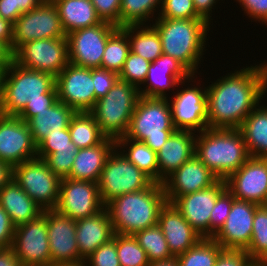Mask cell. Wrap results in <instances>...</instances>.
<instances>
[{
	"mask_svg": "<svg viewBox=\"0 0 267 266\" xmlns=\"http://www.w3.org/2000/svg\"><path fill=\"white\" fill-rule=\"evenodd\" d=\"M156 19L153 26L160 36L162 53L179 61L192 75L197 74L210 24L205 19Z\"/></svg>",
	"mask_w": 267,
	"mask_h": 266,
	"instance_id": "3957f363",
	"label": "cell"
},
{
	"mask_svg": "<svg viewBox=\"0 0 267 266\" xmlns=\"http://www.w3.org/2000/svg\"><path fill=\"white\" fill-rule=\"evenodd\" d=\"M13 23L0 16V41L4 42L12 51Z\"/></svg>",
	"mask_w": 267,
	"mask_h": 266,
	"instance_id": "9f6ffc18",
	"label": "cell"
},
{
	"mask_svg": "<svg viewBox=\"0 0 267 266\" xmlns=\"http://www.w3.org/2000/svg\"><path fill=\"white\" fill-rule=\"evenodd\" d=\"M261 266H267V259L261 264Z\"/></svg>",
	"mask_w": 267,
	"mask_h": 266,
	"instance_id": "e7e4bbea",
	"label": "cell"
},
{
	"mask_svg": "<svg viewBox=\"0 0 267 266\" xmlns=\"http://www.w3.org/2000/svg\"><path fill=\"white\" fill-rule=\"evenodd\" d=\"M169 99L140 96L128 130L119 138L144 142L157 153L176 130L172 122Z\"/></svg>",
	"mask_w": 267,
	"mask_h": 266,
	"instance_id": "5b68a950",
	"label": "cell"
},
{
	"mask_svg": "<svg viewBox=\"0 0 267 266\" xmlns=\"http://www.w3.org/2000/svg\"><path fill=\"white\" fill-rule=\"evenodd\" d=\"M75 113L71 107L58 100L53 106L32 117L27 123L35 144L45 139L49 131L67 129Z\"/></svg>",
	"mask_w": 267,
	"mask_h": 266,
	"instance_id": "f546056e",
	"label": "cell"
},
{
	"mask_svg": "<svg viewBox=\"0 0 267 266\" xmlns=\"http://www.w3.org/2000/svg\"><path fill=\"white\" fill-rule=\"evenodd\" d=\"M116 148L139 170L148 175L154 182L158 183V161L157 153L147 144L130 138H117ZM124 148V149H123ZM127 149V151L125 150ZM126 152V153H125Z\"/></svg>",
	"mask_w": 267,
	"mask_h": 266,
	"instance_id": "d6a6232c",
	"label": "cell"
},
{
	"mask_svg": "<svg viewBox=\"0 0 267 266\" xmlns=\"http://www.w3.org/2000/svg\"><path fill=\"white\" fill-rule=\"evenodd\" d=\"M225 181L226 189L235 199L264 205L267 200V158L250 157Z\"/></svg>",
	"mask_w": 267,
	"mask_h": 266,
	"instance_id": "ac0fdd59",
	"label": "cell"
},
{
	"mask_svg": "<svg viewBox=\"0 0 267 266\" xmlns=\"http://www.w3.org/2000/svg\"><path fill=\"white\" fill-rule=\"evenodd\" d=\"M154 181L115 148L102 169L99 195L105 206L114 198L150 187Z\"/></svg>",
	"mask_w": 267,
	"mask_h": 266,
	"instance_id": "ba28073f",
	"label": "cell"
},
{
	"mask_svg": "<svg viewBox=\"0 0 267 266\" xmlns=\"http://www.w3.org/2000/svg\"><path fill=\"white\" fill-rule=\"evenodd\" d=\"M101 21L120 28L121 0H91Z\"/></svg>",
	"mask_w": 267,
	"mask_h": 266,
	"instance_id": "681fc988",
	"label": "cell"
},
{
	"mask_svg": "<svg viewBox=\"0 0 267 266\" xmlns=\"http://www.w3.org/2000/svg\"><path fill=\"white\" fill-rule=\"evenodd\" d=\"M191 86L177 90L169 100L172 111V122L176 130L201 132L207 125V88Z\"/></svg>",
	"mask_w": 267,
	"mask_h": 266,
	"instance_id": "ffe728a7",
	"label": "cell"
},
{
	"mask_svg": "<svg viewBox=\"0 0 267 266\" xmlns=\"http://www.w3.org/2000/svg\"><path fill=\"white\" fill-rule=\"evenodd\" d=\"M225 189L226 181L218 179L210 187L176 197L171 203L203 238H210L211 210Z\"/></svg>",
	"mask_w": 267,
	"mask_h": 266,
	"instance_id": "d6986e66",
	"label": "cell"
},
{
	"mask_svg": "<svg viewBox=\"0 0 267 266\" xmlns=\"http://www.w3.org/2000/svg\"><path fill=\"white\" fill-rule=\"evenodd\" d=\"M9 65H0V107L3 101L4 80Z\"/></svg>",
	"mask_w": 267,
	"mask_h": 266,
	"instance_id": "6125c7cd",
	"label": "cell"
},
{
	"mask_svg": "<svg viewBox=\"0 0 267 266\" xmlns=\"http://www.w3.org/2000/svg\"><path fill=\"white\" fill-rule=\"evenodd\" d=\"M133 236L146 252L149 262L165 260L173 257L165 236L158 224L140 230Z\"/></svg>",
	"mask_w": 267,
	"mask_h": 266,
	"instance_id": "8d00e7d4",
	"label": "cell"
},
{
	"mask_svg": "<svg viewBox=\"0 0 267 266\" xmlns=\"http://www.w3.org/2000/svg\"><path fill=\"white\" fill-rule=\"evenodd\" d=\"M13 179L43 210L55 209L61 179L43 159L35 158L15 165Z\"/></svg>",
	"mask_w": 267,
	"mask_h": 266,
	"instance_id": "9c48e42d",
	"label": "cell"
},
{
	"mask_svg": "<svg viewBox=\"0 0 267 266\" xmlns=\"http://www.w3.org/2000/svg\"><path fill=\"white\" fill-rule=\"evenodd\" d=\"M116 249L120 266H148L146 252L133 235L116 233Z\"/></svg>",
	"mask_w": 267,
	"mask_h": 266,
	"instance_id": "ab89813d",
	"label": "cell"
},
{
	"mask_svg": "<svg viewBox=\"0 0 267 266\" xmlns=\"http://www.w3.org/2000/svg\"><path fill=\"white\" fill-rule=\"evenodd\" d=\"M217 180L213 172L194 155L167 176L162 185L166 200L171 203L176 197L208 188Z\"/></svg>",
	"mask_w": 267,
	"mask_h": 266,
	"instance_id": "603a6c76",
	"label": "cell"
},
{
	"mask_svg": "<svg viewBox=\"0 0 267 266\" xmlns=\"http://www.w3.org/2000/svg\"><path fill=\"white\" fill-rule=\"evenodd\" d=\"M58 100L75 112H90L97 99L92 79V68L68 63L55 77Z\"/></svg>",
	"mask_w": 267,
	"mask_h": 266,
	"instance_id": "5bb4252c",
	"label": "cell"
},
{
	"mask_svg": "<svg viewBox=\"0 0 267 266\" xmlns=\"http://www.w3.org/2000/svg\"><path fill=\"white\" fill-rule=\"evenodd\" d=\"M113 235L112 222L105 207L93 216L76 220V241L83 260Z\"/></svg>",
	"mask_w": 267,
	"mask_h": 266,
	"instance_id": "484cf974",
	"label": "cell"
},
{
	"mask_svg": "<svg viewBox=\"0 0 267 266\" xmlns=\"http://www.w3.org/2000/svg\"><path fill=\"white\" fill-rule=\"evenodd\" d=\"M117 29V26L102 21L67 34L69 63L79 67L101 68L106 42Z\"/></svg>",
	"mask_w": 267,
	"mask_h": 266,
	"instance_id": "7c38bea8",
	"label": "cell"
},
{
	"mask_svg": "<svg viewBox=\"0 0 267 266\" xmlns=\"http://www.w3.org/2000/svg\"><path fill=\"white\" fill-rule=\"evenodd\" d=\"M13 61V52L2 41H0V65H10Z\"/></svg>",
	"mask_w": 267,
	"mask_h": 266,
	"instance_id": "91938a15",
	"label": "cell"
},
{
	"mask_svg": "<svg viewBox=\"0 0 267 266\" xmlns=\"http://www.w3.org/2000/svg\"><path fill=\"white\" fill-rule=\"evenodd\" d=\"M60 37H66V33L57 8L53 2L44 1L13 23L12 52L30 41Z\"/></svg>",
	"mask_w": 267,
	"mask_h": 266,
	"instance_id": "8fae6325",
	"label": "cell"
},
{
	"mask_svg": "<svg viewBox=\"0 0 267 266\" xmlns=\"http://www.w3.org/2000/svg\"><path fill=\"white\" fill-rule=\"evenodd\" d=\"M44 211L46 212L51 265L84 263L76 241V220L55 209Z\"/></svg>",
	"mask_w": 267,
	"mask_h": 266,
	"instance_id": "e0dca14e",
	"label": "cell"
},
{
	"mask_svg": "<svg viewBox=\"0 0 267 266\" xmlns=\"http://www.w3.org/2000/svg\"><path fill=\"white\" fill-rule=\"evenodd\" d=\"M259 106L245 118L239 130L250 157L267 158V106Z\"/></svg>",
	"mask_w": 267,
	"mask_h": 266,
	"instance_id": "4dcf8cb0",
	"label": "cell"
},
{
	"mask_svg": "<svg viewBox=\"0 0 267 266\" xmlns=\"http://www.w3.org/2000/svg\"><path fill=\"white\" fill-rule=\"evenodd\" d=\"M267 92V63L228 73L207 86V125L239 129ZM260 101V102H259Z\"/></svg>",
	"mask_w": 267,
	"mask_h": 266,
	"instance_id": "6da1fadb",
	"label": "cell"
},
{
	"mask_svg": "<svg viewBox=\"0 0 267 266\" xmlns=\"http://www.w3.org/2000/svg\"><path fill=\"white\" fill-rule=\"evenodd\" d=\"M0 266H22L12 247L0 248Z\"/></svg>",
	"mask_w": 267,
	"mask_h": 266,
	"instance_id": "6f0895ef",
	"label": "cell"
},
{
	"mask_svg": "<svg viewBox=\"0 0 267 266\" xmlns=\"http://www.w3.org/2000/svg\"><path fill=\"white\" fill-rule=\"evenodd\" d=\"M18 65L56 77L69 63L66 37L39 39L22 44L14 53Z\"/></svg>",
	"mask_w": 267,
	"mask_h": 266,
	"instance_id": "30bf717a",
	"label": "cell"
},
{
	"mask_svg": "<svg viewBox=\"0 0 267 266\" xmlns=\"http://www.w3.org/2000/svg\"><path fill=\"white\" fill-rule=\"evenodd\" d=\"M51 266H85L84 263L65 264V265H51Z\"/></svg>",
	"mask_w": 267,
	"mask_h": 266,
	"instance_id": "be15d7a7",
	"label": "cell"
},
{
	"mask_svg": "<svg viewBox=\"0 0 267 266\" xmlns=\"http://www.w3.org/2000/svg\"><path fill=\"white\" fill-rule=\"evenodd\" d=\"M78 149L57 150L49 154L44 161L49 169L60 179L67 178L71 172V168Z\"/></svg>",
	"mask_w": 267,
	"mask_h": 266,
	"instance_id": "bcb514c9",
	"label": "cell"
},
{
	"mask_svg": "<svg viewBox=\"0 0 267 266\" xmlns=\"http://www.w3.org/2000/svg\"><path fill=\"white\" fill-rule=\"evenodd\" d=\"M129 52L128 35L121 28H118L106 42L101 68L114 71L119 75Z\"/></svg>",
	"mask_w": 267,
	"mask_h": 266,
	"instance_id": "e575fe53",
	"label": "cell"
},
{
	"mask_svg": "<svg viewBox=\"0 0 267 266\" xmlns=\"http://www.w3.org/2000/svg\"><path fill=\"white\" fill-rule=\"evenodd\" d=\"M162 0H121L120 28L144 25L161 8ZM159 5V6H158Z\"/></svg>",
	"mask_w": 267,
	"mask_h": 266,
	"instance_id": "74e56055",
	"label": "cell"
},
{
	"mask_svg": "<svg viewBox=\"0 0 267 266\" xmlns=\"http://www.w3.org/2000/svg\"><path fill=\"white\" fill-rule=\"evenodd\" d=\"M13 178V167L4 161H0V190Z\"/></svg>",
	"mask_w": 267,
	"mask_h": 266,
	"instance_id": "680465c9",
	"label": "cell"
},
{
	"mask_svg": "<svg viewBox=\"0 0 267 266\" xmlns=\"http://www.w3.org/2000/svg\"><path fill=\"white\" fill-rule=\"evenodd\" d=\"M37 158V145L27 122L0 114V161L12 167Z\"/></svg>",
	"mask_w": 267,
	"mask_h": 266,
	"instance_id": "2e32d148",
	"label": "cell"
},
{
	"mask_svg": "<svg viewBox=\"0 0 267 266\" xmlns=\"http://www.w3.org/2000/svg\"><path fill=\"white\" fill-rule=\"evenodd\" d=\"M150 64L151 62L130 51L119 73V79L140 89L146 79Z\"/></svg>",
	"mask_w": 267,
	"mask_h": 266,
	"instance_id": "60d3db41",
	"label": "cell"
},
{
	"mask_svg": "<svg viewBox=\"0 0 267 266\" xmlns=\"http://www.w3.org/2000/svg\"><path fill=\"white\" fill-rule=\"evenodd\" d=\"M92 79L96 99L104 97L119 79L114 71L102 68H92Z\"/></svg>",
	"mask_w": 267,
	"mask_h": 266,
	"instance_id": "f907efd6",
	"label": "cell"
},
{
	"mask_svg": "<svg viewBox=\"0 0 267 266\" xmlns=\"http://www.w3.org/2000/svg\"><path fill=\"white\" fill-rule=\"evenodd\" d=\"M234 200V196L227 189H225L217 198L216 203L211 210L210 238H212L225 224Z\"/></svg>",
	"mask_w": 267,
	"mask_h": 266,
	"instance_id": "ee69618b",
	"label": "cell"
},
{
	"mask_svg": "<svg viewBox=\"0 0 267 266\" xmlns=\"http://www.w3.org/2000/svg\"><path fill=\"white\" fill-rule=\"evenodd\" d=\"M217 1L219 0H193L197 14L209 24L212 20L210 15H212L213 6H216Z\"/></svg>",
	"mask_w": 267,
	"mask_h": 266,
	"instance_id": "11a10c76",
	"label": "cell"
},
{
	"mask_svg": "<svg viewBox=\"0 0 267 266\" xmlns=\"http://www.w3.org/2000/svg\"><path fill=\"white\" fill-rule=\"evenodd\" d=\"M194 77L195 75H192L179 61L162 54L151 62L143 83L146 87L139 89V93L143 97L168 98L167 91L179 84H185L188 79L190 82Z\"/></svg>",
	"mask_w": 267,
	"mask_h": 266,
	"instance_id": "7402d4cb",
	"label": "cell"
},
{
	"mask_svg": "<svg viewBox=\"0 0 267 266\" xmlns=\"http://www.w3.org/2000/svg\"><path fill=\"white\" fill-rule=\"evenodd\" d=\"M115 148V139L107 137L98 145L78 149L67 178L98 183L102 169Z\"/></svg>",
	"mask_w": 267,
	"mask_h": 266,
	"instance_id": "4316f807",
	"label": "cell"
},
{
	"mask_svg": "<svg viewBox=\"0 0 267 266\" xmlns=\"http://www.w3.org/2000/svg\"><path fill=\"white\" fill-rule=\"evenodd\" d=\"M105 206L99 195L98 183L63 178L59 186V200L55 210L73 220L99 213Z\"/></svg>",
	"mask_w": 267,
	"mask_h": 266,
	"instance_id": "9a60e30c",
	"label": "cell"
},
{
	"mask_svg": "<svg viewBox=\"0 0 267 266\" xmlns=\"http://www.w3.org/2000/svg\"><path fill=\"white\" fill-rule=\"evenodd\" d=\"M223 248L213 238H202L185 253L177 256L179 266H214Z\"/></svg>",
	"mask_w": 267,
	"mask_h": 266,
	"instance_id": "d590c367",
	"label": "cell"
},
{
	"mask_svg": "<svg viewBox=\"0 0 267 266\" xmlns=\"http://www.w3.org/2000/svg\"><path fill=\"white\" fill-rule=\"evenodd\" d=\"M259 206L235 199L225 224L212 238L223 249L246 250L252 238L255 211Z\"/></svg>",
	"mask_w": 267,
	"mask_h": 266,
	"instance_id": "44dd1931",
	"label": "cell"
},
{
	"mask_svg": "<svg viewBox=\"0 0 267 266\" xmlns=\"http://www.w3.org/2000/svg\"><path fill=\"white\" fill-rule=\"evenodd\" d=\"M158 17L165 19H203L195 9L193 0H162Z\"/></svg>",
	"mask_w": 267,
	"mask_h": 266,
	"instance_id": "7bdbcfd3",
	"label": "cell"
},
{
	"mask_svg": "<svg viewBox=\"0 0 267 266\" xmlns=\"http://www.w3.org/2000/svg\"><path fill=\"white\" fill-rule=\"evenodd\" d=\"M68 128L71 141L77 149L98 145L107 138L90 112H76Z\"/></svg>",
	"mask_w": 267,
	"mask_h": 266,
	"instance_id": "836d02e7",
	"label": "cell"
},
{
	"mask_svg": "<svg viewBox=\"0 0 267 266\" xmlns=\"http://www.w3.org/2000/svg\"><path fill=\"white\" fill-rule=\"evenodd\" d=\"M84 261H86L84 262L85 266H120L116 249V233L112 239L100 245Z\"/></svg>",
	"mask_w": 267,
	"mask_h": 266,
	"instance_id": "f6af8a7d",
	"label": "cell"
},
{
	"mask_svg": "<svg viewBox=\"0 0 267 266\" xmlns=\"http://www.w3.org/2000/svg\"><path fill=\"white\" fill-rule=\"evenodd\" d=\"M45 0H0V16L14 23L23 13L31 11Z\"/></svg>",
	"mask_w": 267,
	"mask_h": 266,
	"instance_id": "7dc6e473",
	"label": "cell"
},
{
	"mask_svg": "<svg viewBox=\"0 0 267 266\" xmlns=\"http://www.w3.org/2000/svg\"><path fill=\"white\" fill-rule=\"evenodd\" d=\"M22 266H51L46 212L15 227L11 246Z\"/></svg>",
	"mask_w": 267,
	"mask_h": 266,
	"instance_id": "4fadbf2b",
	"label": "cell"
},
{
	"mask_svg": "<svg viewBox=\"0 0 267 266\" xmlns=\"http://www.w3.org/2000/svg\"><path fill=\"white\" fill-rule=\"evenodd\" d=\"M64 149H77L71 141L69 128L61 131H49L48 135L37 145V158L45 159L49 154Z\"/></svg>",
	"mask_w": 267,
	"mask_h": 266,
	"instance_id": "b9f144b4",
	"label": "cell"
},
{
	"mask_svg": "<svg viewBox=\"0 0 267 266\" xmlns=\"http://www.w3.org/2000/svg\"><path fill=\"white\" fill-rule=\"evenodd\" d=\"M121 29L128 35L131 52L149 62L163 54L160 36L153 25H130Z\"/></svg>",
	"mask_w": 267,
	"mask_h": 266,
	"instance_id": "1f68e13d",
	"label": "cell"
},
{
	"mask_svg": "<svg viewBox=\"0 0 267 266\" xmlns=\"http://www.w3.org/2000/svg\"><path fill=\"white\" fill-rule=\"evenodd\" d=\"M15 226L7 212L0 206V248L12 246Z\"/></svg>",
	"mask_w": 267,
	"mask_h": 266,
	"instance_id": "db71d44e",
	"label": "cell"
},
{
	"mask_svg": "<svg viewBox=\"0 0 267 266\" xmlns=\"http://www.w3.org/2000/svg\"><path fill=\"white\" fill-rule=\"evenodd\" d=\"M245 251L257 265L267 259V208L264 205H260L255 211L252 238Z\"/></svg>",
	"mask_w": 267,
	"mask_h": 266,
	"instance_id": "f35d334b",
	"label": "cell"
},
{
	"mask_svg": "<svg viewBox=\"0 0 267 266\" xmlns=\"http://www.w3.org/2000/svg\"><path fill=\"white\" fill-rule=\"evenodd\" d=\"M148 266H179L177 257L150 262Z\"/></svg>",
	"mask_w": 267,
	"mask_h": 266,
	"instance_id": "94428289",
	"label": "cell"
},
{
	"mask_svg": "<svg viewBox=\"0 0 267 266\" xmlns=\"http://www.w3.org/2000/svg\"><path fill=\"white\" fill-rule=\"evenodd\" d=\"M139 98L138 88L118 79L110 91L96 101L90 113L100 130L116 140L126 134Z\"/></svg>",
	"mask_w": 267,
	"mask_h": 266,
	"instance_id": "8992f818",
	"label": "cell"
},
{
	"mask_svg": "<svg viewBox=\"0 0 267 266\" xmlns=\"http://www.w3.org/2000/svg\"><path fill=\"white\" fill-rule=\"evenodd\" d=\"M53 4L66 35L102 22L91 0H55Z\"/></svg>",
	"mask_w": 267,
	"mask_h": 266,
	"instance_id": "f1b7e54d",
	"label": "cell"
},
{
	"mask_svg": "<svg viewBox=\"0 0 267 266\" xmlns=\"http://www.w3.org/2000/svg\"><path fill=\"white\" fill-rule=\"evenodd\" d=\"M214 266H257L245 250L223 249Z\"/></svg>",
	"mask_w": 267,
	"mask_h": 266,
	"instance_id": "816d5d0a",
	"label": "cell"
},
{
	"mask_svg": "<svg viewBox=\"0 0 267 266\" xmlns=\"http://www.w3.org/2000/svg\"><path fill=\"white\" fill-rule=\"evenodd\" d=\"M195 135V136H194ZM196 134L188 130H175L157 152L158 183L195 155Z\"/></svg>",
	"mask_w": 267,
	"mask_h": 266,
	"instance_id": "d4e9b609",
	"label": "cell"
},
{
	"mask_svg": "<svg viewBox=\"0 0 267 266\" xmlns=\"http://www.w3.org/2000/svg\"><path fill=\"white\" fill-rule=\"evenodd\" d=\"M58 101L56 87L49 93L42 94V97L27 100L25 108L17 115L21 120L28 122L32 117L46 108L53 106Z\"/></svg>",
	"mask_w": 267,
	"mask_h": 266,
	"instance_id": "c3c4849f",
	"label": "cell"
},
{
	"mask_svg": "<svg viewBox=\"0 0 267 266\" xmlns=\"http://www.w3.org/2000/svg\"><path fill=\"white\" fill-rule=\"evenodd\" d=\"M166 202L163 185L154 182L148 188L114 198L105 208L114 233L134 235L158 224L159 212Z\"/></svg>",
	"mask_w": 267,
	"mask_h": 266,
	"instance_id": "7a4b0ae2",
	"label": "cell"
},
{
	"mask_svg": "<svg viewBox=\"0 0 267 266\" xmlns=\"http://www.w3.org/2000/svg\"><path fill=\"white\" fill-rule=\"evenodd\" d=\"M198 133L195 155L218 179L226 180L250 158L239 129L208 127Z\"/></svg>",
	"mask_w": 267,
	"mask_h": 266,
	"instance_id": "277c9868",
	"label": "cell"
},
{
	"mask_svg": "<svg viewBox=\"0 0 267 266\" xmlns=\"http://www.w3.org/2000/svg\"><path fill=\"white\" fill-rule=\"evenodd\" d=\"M240 3L244 14L261 24L267 25V0H236Z\"/></svg>",
	"mask_w": 267,
	"mask_h": 266,
	"instance_id": "f5cc1de1",
	"label": "cell"
},
{
	"mask_svg": "<svg viewBox=\"0 0 267 266\" xmlns=\"http://www.w3.org/2000/svg\"><path fill=\"white\" fill-rule=\"evenodd\" d=\"M158 225L174 257L185 253L203 237L184 219L172 203L166 202L158 216Z\"/></svg>",
	"mask_w": 267,
	"mask_h": 266,
	"instance_id": "cb8c5ba5",
	"label": "cell"
},
{
	"mask_svg": "<svg viewBox=\"0 0 267 266\" xmlns=\"http://www.w3.org/2000/svg\"><path fill=\"white\" fill-rule=\"evenodd\" d=\"M0 206L15 227L37 218L44 211L13 178L0 190Z\"/></svg>",
	"mask_w": 267,
	"mask_h": 266,
	"instance_id": "83f0119b",
	"label": "cell"
},
{
	"mask_svg": "<svg viewBox=\"0 0 267 266\" xmlns=\"http://www.w3.org/2000/svg\"><path fill=\"white\" fill-rule=\"evenodd\" d=\"M45 1H47V2H53V1H55V0H45Z\"/></svg>",
	"mask_w": 267,
	"mask_h": 266,
	"instance_id": "03108f58",
	"label": "cell"
},
{
	"mask_svg": "<svg viewBox=\"0 0 267 266\" xmlns=\"http://www.w3.org/2000/svg\"><path fill=\"white\" fill-rule=\"evenodd\" d=\"M55 88V77L48 73L24 68L14 61L6 69L0 114L17 116L27 100L42 97Z\"/></svg>",
	"mask_w": 267,
	"mask_h": 266,
	"instance_id": "52a82bcc",
	"label": "cell"
}]
</instances>
